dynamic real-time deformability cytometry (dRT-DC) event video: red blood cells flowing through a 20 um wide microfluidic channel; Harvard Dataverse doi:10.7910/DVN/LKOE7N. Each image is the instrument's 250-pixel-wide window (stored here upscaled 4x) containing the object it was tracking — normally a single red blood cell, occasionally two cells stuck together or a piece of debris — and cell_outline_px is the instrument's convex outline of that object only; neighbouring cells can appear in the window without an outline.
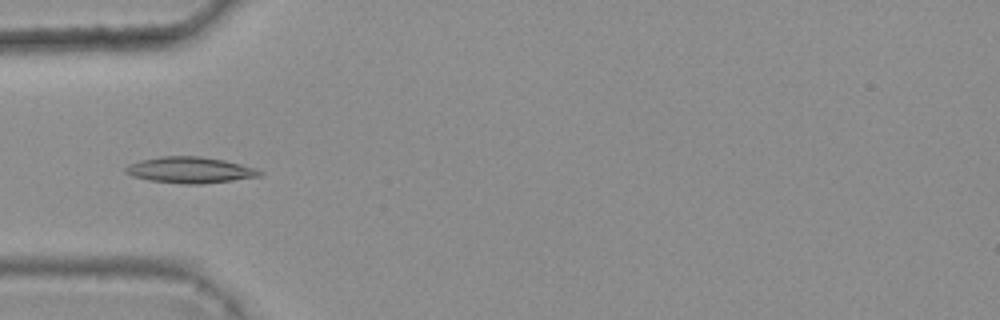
{"species": "common noctule bat (a hibernating species)", "species_latin": "Nyctalus noctula", "temperature_condition": "warm", "stored_images_in_passage": 6, "camera_frame_rate_fps": 3000, "um_per_image_px": 0.085, "animal": {"sex": "female", "body_mass_g": 25.1}, "frame": {"image": 1, "passage_image": 5, "time_ms": 1.333, "image_size_px": [1000, 320], "cell_outline_px": [[264, 172], [260, 176], [232, 180], [200, 184], [184, 184], [148, 180], [132, 176], [124, 172], [124, 168], [128, 164], [140, 160], [160, 156], [200, 156], [224, 160], [256, 168]], "centroid_in_image_um": [16.12, 14.45], "position_along_channel_um": 68.9, "area_um2": 20.46}}
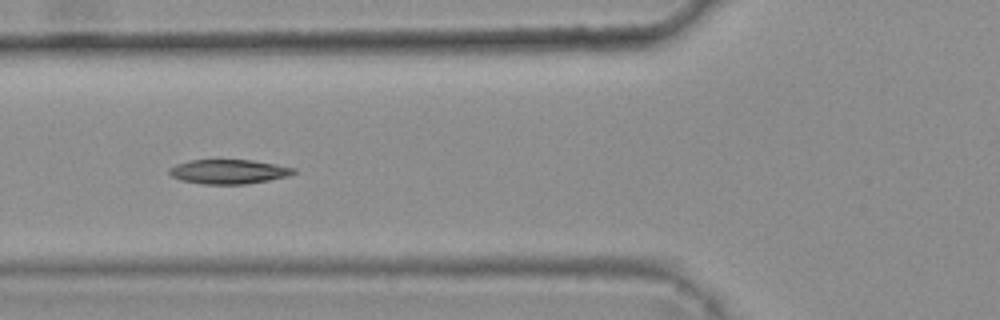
{"frame": {"image": 2, "passage_image": 6, "time_ms": 1.667, "image_size_px": [1000, 320], "cell_outline_px": [[296, 172], [288, 176], [268, 180], [244, 184], [204, 184], [180, 180], [172, 176], [168, 172], [168, 168], [176, 164], [192, 160], [252, 160], [296, 168]], "centroid_in_image_um": [19.42, 14.59], "position_along_channel_um": 106.4, "area_um2": 17.57}}